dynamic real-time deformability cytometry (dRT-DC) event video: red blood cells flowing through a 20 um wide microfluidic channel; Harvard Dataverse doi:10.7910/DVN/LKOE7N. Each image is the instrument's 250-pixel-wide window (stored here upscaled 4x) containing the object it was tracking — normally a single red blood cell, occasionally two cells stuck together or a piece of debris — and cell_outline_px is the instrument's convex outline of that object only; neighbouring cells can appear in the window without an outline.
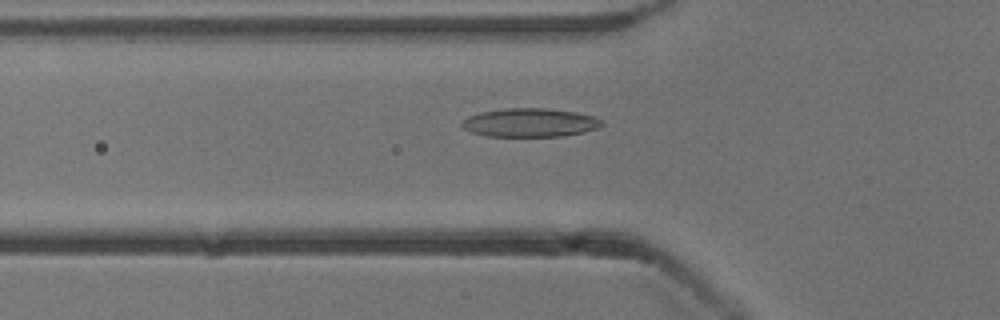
{"species": "common noctule bat (a hibernating species)", "species_latin": "Nyctalus noctula", "temperature_condition": "cold", "stored_images_in_passage": 42, "camera_frame_rate_fps": 3000, "um_per_image_px": 0.085, "animal": {"sex": "male", "body_mass_g": 13.3}, "frame": {"image": 1, "passage_image": 7, "time_ms": 2.0, "image_size_px": [1000, 320], "cell_outline_px": [[604, 124], [596, 128], [584, 132], [560, 136], [484, 136], [472, 132], [464, 128], [460, 124], [468, 116], [480, 112], [504, 108], [548, 108], [576, 112], [596, 116], [604, 120]], "centroid_in_image_um": [45.07, 10.41], "position_along_channel_um": 80.7, "area_um2": 23.47}}
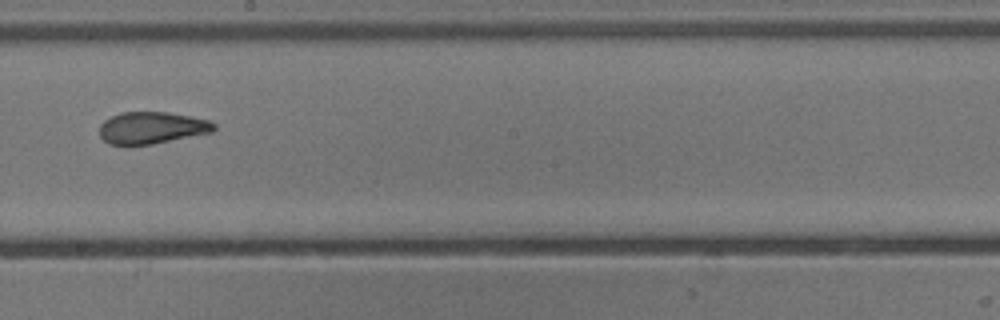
{"frame": {"image": 2, "passage_image": 19, "time_ms": 6.0, "image_size_px": [1000, 320], "cell_outline_px": [[216, 128], [212, 132], [152, 144], [128, 148], [124, 148], [108, 144], [100, 136], [100, 124], [104, 120], [120, 112], [168, 112], [208, 120], [216, 124]], "centroid_in_image_um": [12.83, 10.9], "position_along_channel_um": 235.4, "area_um2": 21.79}}
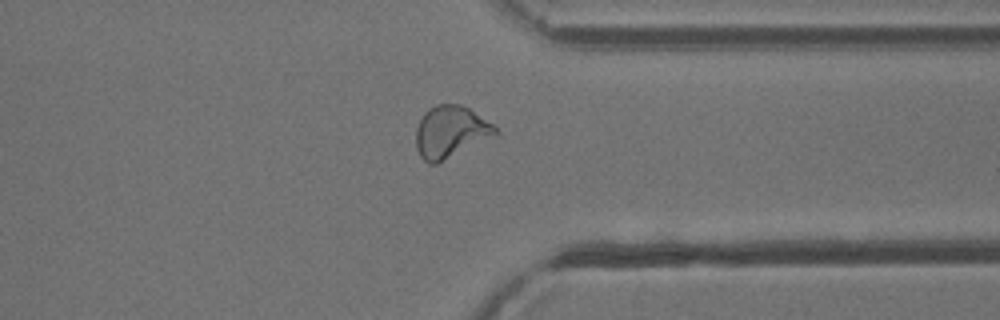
{"frame": {"image": 3, "passage_image": 30, "time_ms": 9.667, "image_size_px": [1000, 320], "cell_outline_px": [[496, 136], [436, 164], [428, 164], [420, 156], [416, 148], [416, 128], [424, 112], [428, 108], [436, 104], [460, 104], [468, 108], [492, 124], [496, 128]], "centroid_in_image_um": [38.27, 11.22], "position_along_channel_um": 373.1, "area_um2": 23.99}, "authors_computed_cell_mechanics": {"area_um2": 22.8599, "velocity_mm_per_s": 3.8357, "shape_relaxation_time_tau1_ms": 7.2714, "shape_relaxation_time_tau2_ms": 1.9645, "deformation_change_tau1": 0.1915, "deformation_change_tau2": 0.0785}}